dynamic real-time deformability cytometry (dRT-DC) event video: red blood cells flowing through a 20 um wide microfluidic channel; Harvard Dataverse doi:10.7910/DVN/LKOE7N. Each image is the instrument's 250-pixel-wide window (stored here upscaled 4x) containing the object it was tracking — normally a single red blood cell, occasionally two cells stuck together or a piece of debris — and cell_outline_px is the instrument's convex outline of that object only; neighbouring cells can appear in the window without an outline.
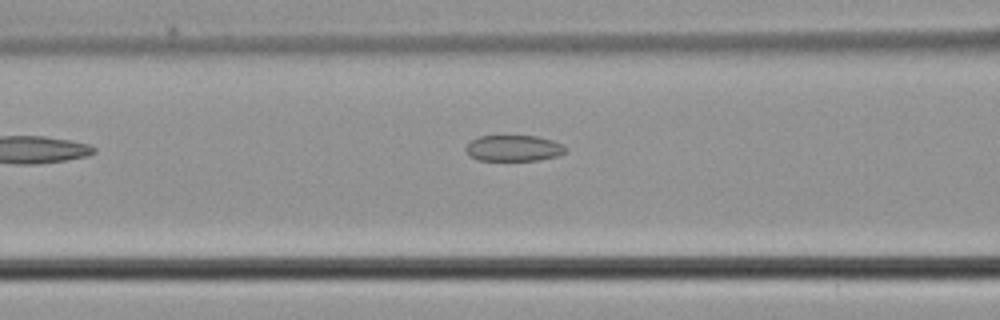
{"species": "common noctule bat (a hibernating species)", "species_latin": "Nyctalus noctula", "temperature_condition": "cold", "stored_images_in_passage": 27, "camera_frame_rate_fps": 3000, "um_per_image_px": 0.085, "animal": {"sex": "male", "body_mass_g": 21.5, "forearm_length_mm": 52.0}, "frame": {"image": 1, "passage_image": 7, "time_ms": 2.0, "image_size_px": [1000, 320], "cell_outline_px": [[568, 148], [564, 152], [556, 156], [540, 160], [476, 160], [468, 156], [464, 148], [472, 140], [480, 136], [536, 136], [552, 140]], "centroid_in_image_um": [43.62, 12.6], "position_along_channel_um": 123.0, "area_um2": 15.09}}
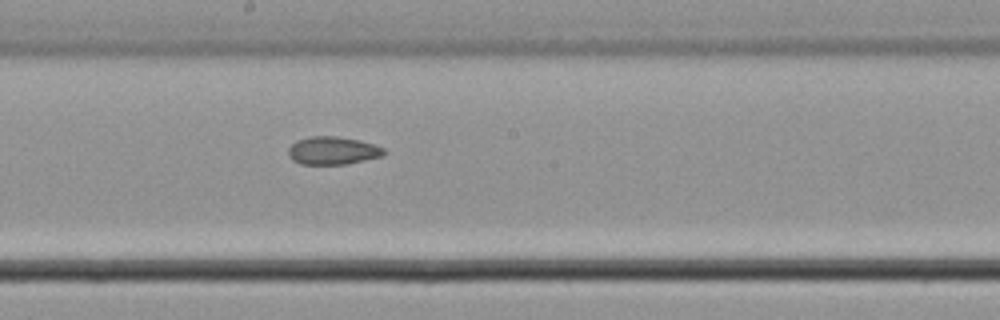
{"frame": {"image": 2, "passage_image": 14, "time_ms": 4.333, "image_size_px": [1000, 320], "cell_outline_px": [[388, 152], [384, 156], [348, 164], [300, 164], [292, 160], [288, 156], [288, 148], [296, 140], [312, 136], [336, 136], [360, 140], [384, 148]], "centroid_in_image_um": [28.3, 12.81], "position_along_channel_um": 219.9, "area_um2": 15.78}}
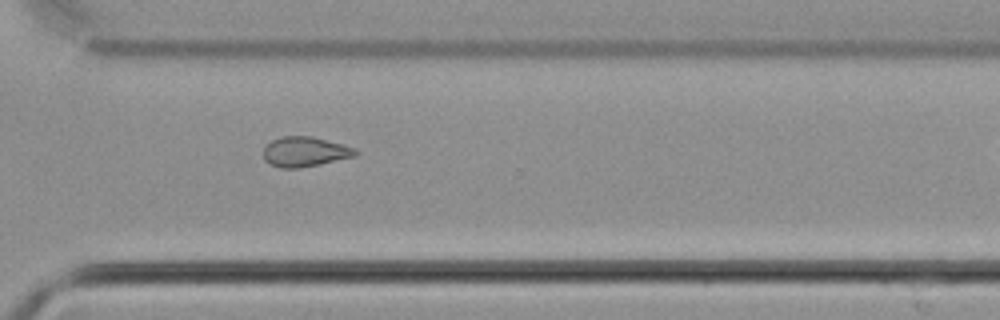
{"frame": {"image": 3, "passage_image": 23, "time_ms": 7.333, "image_size_px": [1000, 320], "cell_outline_px": [[360, 152], [356, 156], [320, 164], [300, 168], [280, 168], [268, 164], [264, 160], [264, 148], [272, 140], [280, 136], [312, 136], [344, 144], [356, 148]], "centroid_in_image_um": [25.94, 12.9], "position_along_channel_um": 344.7, "area_um2": 16.3}}